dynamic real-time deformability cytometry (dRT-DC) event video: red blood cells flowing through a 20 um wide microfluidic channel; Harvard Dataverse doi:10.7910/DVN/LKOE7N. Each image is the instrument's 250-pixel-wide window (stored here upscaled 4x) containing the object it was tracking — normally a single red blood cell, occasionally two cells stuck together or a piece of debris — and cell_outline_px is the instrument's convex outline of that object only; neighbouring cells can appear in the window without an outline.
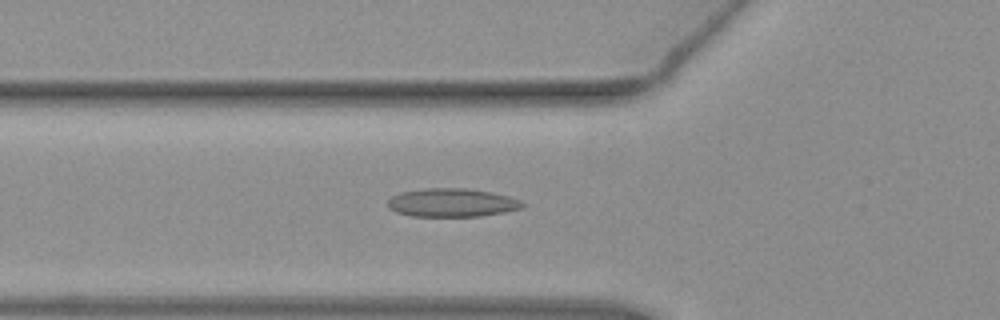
{"species": "common noctule bat (a hibernating species)", "species_latin": "Nyctalus noctula", "temperature_condition": "warm", "stored_images_in_passage": 52, "camera_frame_rate_fps": 3000, "um_per_image_px": 0.085, "animal": {"sex": "female", "body_mass_g": 19.3, "forearm_length_mm": 54.1}, "frame": {"image": 1, "passage_image": 19, "time_ms": 6.0, "image_size_px": [1000, 320], "cell_outline_px": [[524, 204], [520, 208], [504, 212], [480, 216], [412, 216], [396, 212], [388, 208], [388, 200], [392, 196], [400, 192], [424, 188], [468, 188], [512, 196], [520, 200]], "centroid_in_image_um": [38.4, 17.22], "position_along_channel_um": 87.4, "area_um2": 22.37}}
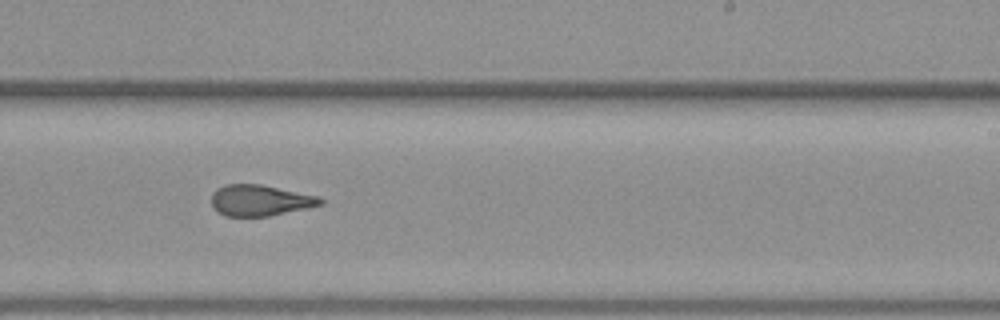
{"frame": {"image": 2, "passage_image": 33, "time_ms": 10.667, "image_size_px": [1000, 320], "cell_outline_px": [[324, 204], [308, 208], [268, 216], [224, 216], [212, 208], [212, 192], [216, 188], [224, 184], [260, 184], [320, 196], [324, 200]], "centroid_in_image_um": [22.1, 17.03], "position_along_channel_um": 266.9, "area_um2": 19.94}}
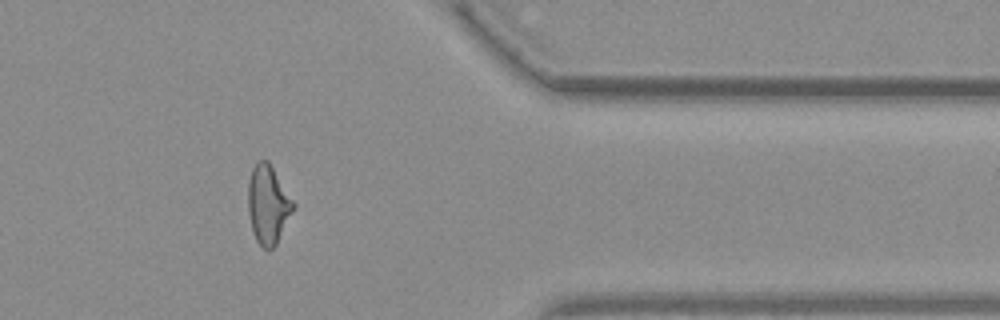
{"frame": {"image": 3, "passage_image": 44, "time_ms": 14.333, "image_size_px": [1000, 320], "cell_outline_px": [[296, 208], [276, 244], [272, 248], [264, 248], [256, 240], [252, 232], [248, 212], [248, 184], [252, 168], [256, 160], [268, 160], [296, 204]], "centroid_in_image_um": [22.8, 17.37], "position_along_channel_um": 388.6, "area_um2": 20.92}}